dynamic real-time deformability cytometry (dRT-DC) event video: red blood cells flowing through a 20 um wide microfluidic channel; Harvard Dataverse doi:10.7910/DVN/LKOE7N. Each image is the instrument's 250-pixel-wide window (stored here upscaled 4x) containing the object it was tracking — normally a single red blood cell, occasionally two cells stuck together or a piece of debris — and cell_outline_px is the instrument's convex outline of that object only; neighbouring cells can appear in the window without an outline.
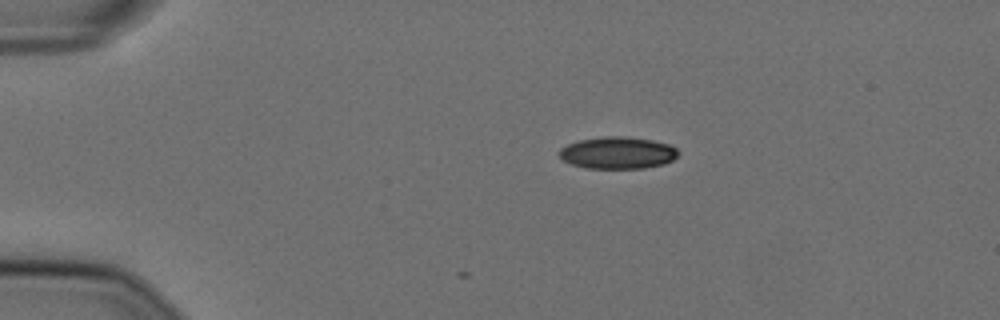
{"species": "Egyptian fruit bat (a non-hibernating species)", "species_latin": "Rousettus aegyptiacus", "temperature_condition": "cold", "stored_images_in_passage": 3, "camera_frame_rate_fps": 3000, "um_per_image_px": 0.085, "animal": {"sex": "female"}, "frame": {"image": 1, "passage_image": 1, "time_ms": 0.0, "image_size_px": [1000, 320], "cell_outline_px": [[680, 152], [672, 160], [664, 164], [644, 168], [584, 168], [572, 164], [564, 160], [560, 156], [560, 148], [568, 144], [580, 140], [604, 136], [624, 136], [652, 140], [668, 144], [676, 148]], "centroid_in_image_um": [52.52, 12.99], "position_along_channel_um": 32.5, "area_um2": 22.08}}